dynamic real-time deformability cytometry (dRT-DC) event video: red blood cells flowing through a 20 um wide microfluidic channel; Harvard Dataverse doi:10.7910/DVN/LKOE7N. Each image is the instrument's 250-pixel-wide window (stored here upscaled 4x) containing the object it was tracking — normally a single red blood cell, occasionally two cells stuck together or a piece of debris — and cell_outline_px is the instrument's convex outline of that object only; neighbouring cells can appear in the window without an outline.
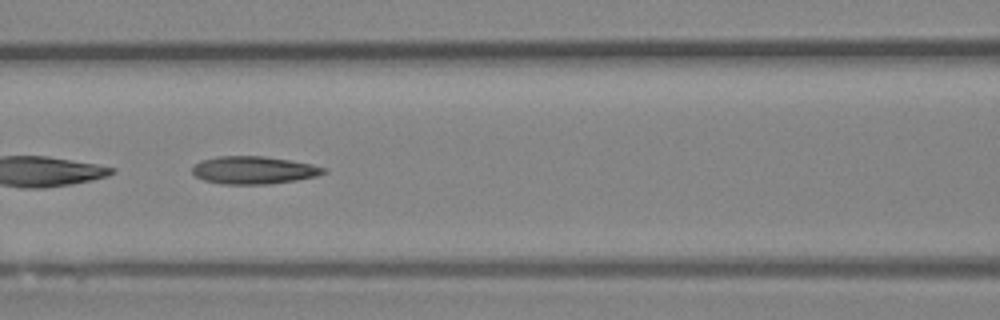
{"species": "Egyptian fruit bat (a non-hibernating species)", "species_latin": "Rousettus aegyptiacus", "temperature_condition": "room temperature", "stored_images_in_passage": 50, "camera_frame_rate_fps": 3000, "um_per_image_px": 0.085, "animal": {"sex": "female"}, "frame": {"image": 1, "passage_image": 22, "time_ms": 7.0, "image_size_px": [1000, 320], "cell_outline_px": [[328, 172], [316, 176], [296, 180], [268, 184], [224, 184], [204, 180], [196, 176], [192, 172], [192, 168], [200, 160], [216, 156], [264, 156], [312, 164], [328, 168]], "centroid_in_image_um": [21.58, 14.45], "position_along_channel_um": 145.0, "area_um2": 21.21}, "authors_computed_cell_mechanics": {"area_um2": 21.2415, "velocity_mm_per_s": 4.0622, "shape_relaxation_time_tau1_ms": 6.0958, "shape_relaxation_time_tau2_ms": 3.6959, "deformation_change_tau1": 0.1828, "deformation_change_tau2": 0.1424}}